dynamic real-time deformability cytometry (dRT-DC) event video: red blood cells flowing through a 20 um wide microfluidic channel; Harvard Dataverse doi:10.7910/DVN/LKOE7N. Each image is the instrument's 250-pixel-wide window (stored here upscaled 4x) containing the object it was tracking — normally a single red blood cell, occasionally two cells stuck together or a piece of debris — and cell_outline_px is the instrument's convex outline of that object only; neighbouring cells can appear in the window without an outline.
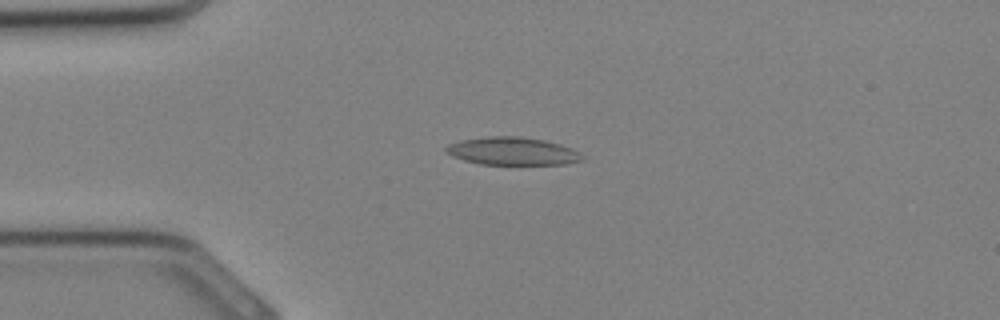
{"species": "Egyptian fruit bat (a non-hibernating species)", "species_latin": "Rousettus aegyptiacus", "temperature_condition": "cold", "stored_images_in_passage": 31, "camera_frame_rate_fps": 3000, "um_per_image_px": 0.085, "animal": {"sex": "female"}, "frame": {"image": 1, "passage_image": 6, "time_ms": 1.667, "image_size_px": [1000, 320], "cell_outline_px": [[584, 160], [564, 164], [480, 164], [464, 160], [452, 156], [444, 152], [444, 148], [448, 144], [460, 140], [492, 136], [520, 136], [544, 140], [560, 144], [572, 148]], "centroid_in_image_um": [43.5, 12.84], "position_along_channel_um": 41.5, "area_um2": 21.96}}
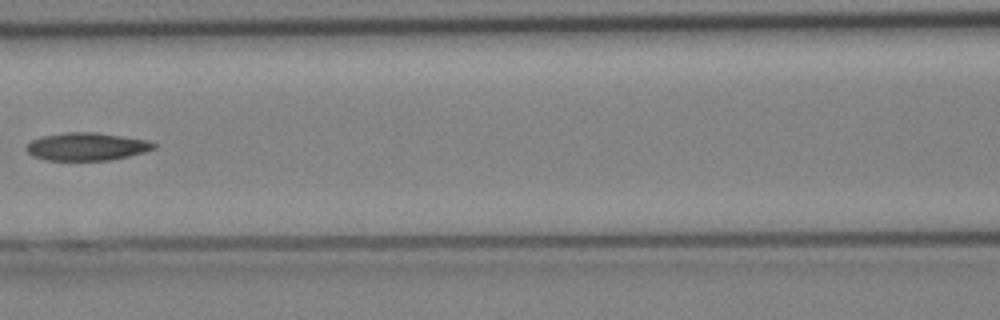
{"frame": {"image": 2, "passage_image": 13, "time_ms": 4.0, "image_size_px": [1000, 320], "cell_outline_px": [[156, 148], [144, 152], [112, 160], [48, 160], [32, 156], [24, 148], [32, 140], [40, 136], [64, 132], [96, 132], [148, 140], [156, 144]], "centroid_in_image_um": [7.36, 12.45], "position_along_channel_um": 159.2, "area_um2": 20.75}}
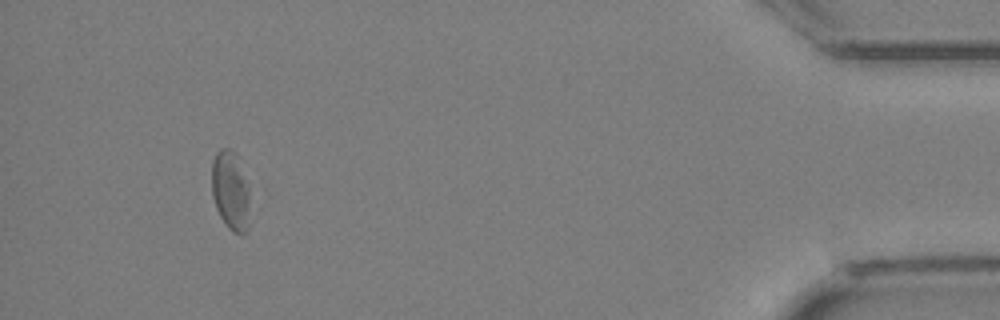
{"frame": {"image": 3, "passage_image": 29, "time_ms": 9.333, "image_size_px": [1000, 320], "cell_outline_px": [[248, 232], [244, 236], [240, 236], [232, 232], [228, 228], [220, 216], [216, 208], [212, 196], [212, 160], [216, 152], [220, 148], [228, 148], [232, 152], [248, 184]], "centroid_in_image_um": [19.57, 16.3], "position_along_channel_um": 415.6, "area_um2": 17.4}}